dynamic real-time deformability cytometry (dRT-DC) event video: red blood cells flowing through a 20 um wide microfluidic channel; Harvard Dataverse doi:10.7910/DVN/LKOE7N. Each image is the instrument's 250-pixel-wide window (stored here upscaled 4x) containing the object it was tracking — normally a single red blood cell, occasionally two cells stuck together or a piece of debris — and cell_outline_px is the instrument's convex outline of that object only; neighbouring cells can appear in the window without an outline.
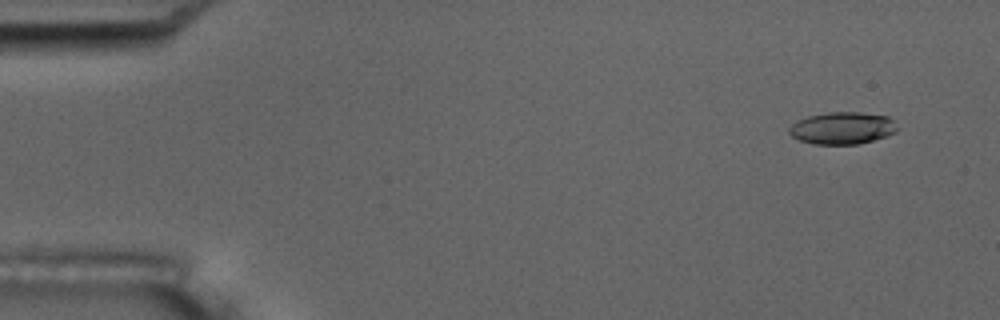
{"species": "common noctule bat (a hibernating species)", "species_latin": "Nyctalus noctula", "temperature_condition": "room temperature", "stored_images_in_passage": 14, "camera_frame_rate_fps": 3000, "um_per_image_px": 0.085, "animal": {"sex": "male", "body_mass_g": 17.5, "forearm_length_mm": 52.3}, "frame": {"image": 1, "passage_image": 4, "time_ms": 1.0, "image_size_px": [1000, 320], "cell_outline_px": [[896, 132], [860, 144], [812, 144], [800, 140], [792, 136], [788, 132], [788, 128], [796, 120], [808, 116], [828, 112], [860, 112], [888, 116], [892, 120], [896, 128]], "centroid_in_image_um": [71.55, 10.88], "position_along_channel_um": 13.5, "area_um2": 20.17}}